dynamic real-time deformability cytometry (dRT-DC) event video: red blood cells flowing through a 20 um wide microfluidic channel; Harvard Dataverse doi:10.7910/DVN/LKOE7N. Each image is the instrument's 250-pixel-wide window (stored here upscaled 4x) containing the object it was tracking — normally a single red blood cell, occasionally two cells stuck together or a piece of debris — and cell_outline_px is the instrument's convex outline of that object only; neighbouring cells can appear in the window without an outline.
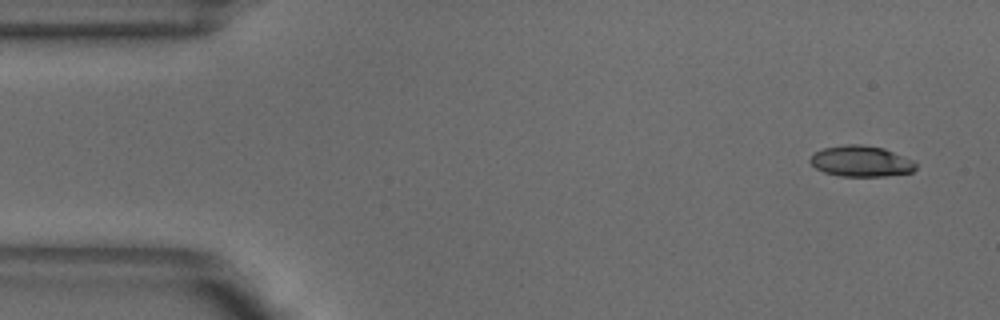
{"species": "common noctule bat (a hibernating species)", "species_latin": "Nyctalus noctula", "temperature_condition": "warm", "stored_images_in_passage": 48, "camera_frame_rate_fps": 3000, "um_per_image_px": 0.085, "animal": {"sex": "male", "body_mass_g": 18.8}, "frame": {"image": 1, "passage_image": 1, "time_ms": 0.0, "image_size_px": [1000, 320], "cell_outline_px": [[916, 168], [912, 172], [884, 176], [840, 176], [824, 172], [816, 168], [808, 160], [816, 152], [824, 148], [848, 144], [860, 144], [884, 148], [912, 160], [916, 164]], "centroid_in_image_um": [73.19, 13.7], "position_along_channel_um": 11.8, "area_um2": 18.84}}
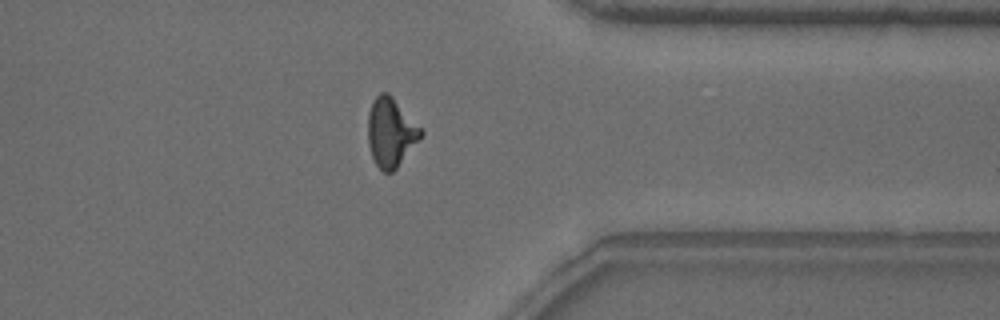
{"frame": {"image": 2, "passage_image": 38, "time_ms": 12.333, "image_size_px": [1000, 320], "cell_outline_px": [[424, 132], [396, 168], [392, 172], [384, 172], [376, 164], [372, 156], [368, 144], [368, 112], [372, 100], [380, 92], [388, 92], [392, 96]], "centroid_in_image_um": [33.18, 11.22], "position_along_channel_um": 378.2, "area_um2": 20.87}}
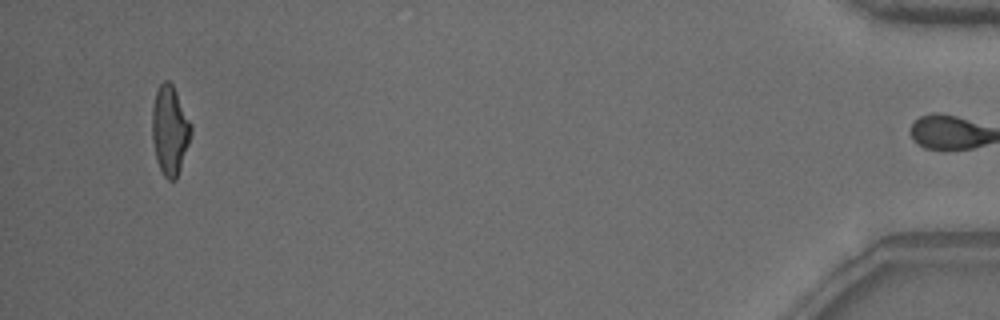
{"frame": {"image": 3, "passage_image": 47, "time_ms": 15.333, "image_size_px": [1000, 320], "cell_outline_px": [[192, 132], [176, 180], [168, 180], [164, 176], [156, 160], [152, 140], [152, 104], [156, 92], [160, 84], [164, 80], [168, 80], [172, 84], [192, 124]], "centroid_in_image_um": [14.42, 11.06], "position_along_channel_um": 420.8, "area_um2": 20.17}, "authors_computed_cell_mechanics": {"area_um2": 20.3456, "velocity_mm_per_s": 3.8979, "shape_relaxation_time_tau1_ms": 3.2384, "shape_relaxation_time_tau2_ms": 1.6223, "deformation_change_tau1": 0.1757, "deformation_change_tau2": 0.0971}}